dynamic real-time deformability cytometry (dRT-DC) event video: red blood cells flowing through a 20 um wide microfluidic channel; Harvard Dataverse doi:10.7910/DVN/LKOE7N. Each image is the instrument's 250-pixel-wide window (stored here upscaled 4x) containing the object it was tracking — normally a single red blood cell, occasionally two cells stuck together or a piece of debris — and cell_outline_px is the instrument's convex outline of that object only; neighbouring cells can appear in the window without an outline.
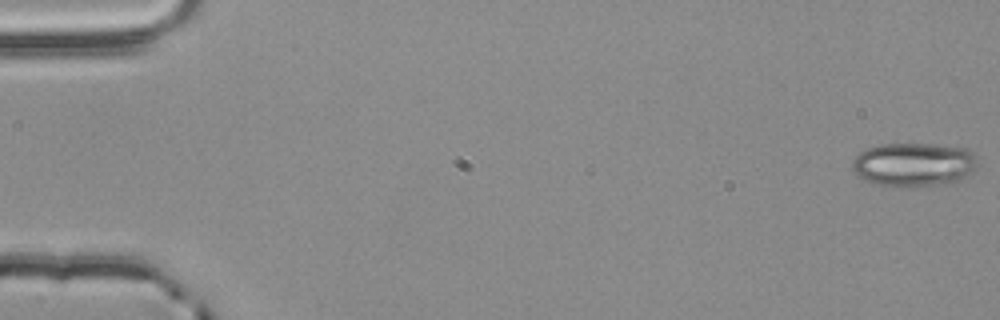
{"species": "common noctule bat (a hibernating species)", "species_latin": "Nyctalus noctula", "temperature_condition": "room temperature", "stored_images_in_passage": 8, "camera_frame_rate_fps": 3000, "um_per_image_px": 0.085, "animal": {"sex": "male", "body_mass_g": 20.4}, "frame": {"image": 1, "passage_image": 1, "time_ms": 0.0, "image_size_px": [1000, 320], "cell_outline_px": [[980, 164], [972, 172], [956, 184], [876, 184], [864, 180], [852, 168], [852, 160], [860, 152], [868, 148], [880, 144], [928, 144], [968, 148], [976, 156]], "centroid_in_image_um": [77.75, 13.95], "position_along_channel_um": 7.2, "area_um2": 31.62}}